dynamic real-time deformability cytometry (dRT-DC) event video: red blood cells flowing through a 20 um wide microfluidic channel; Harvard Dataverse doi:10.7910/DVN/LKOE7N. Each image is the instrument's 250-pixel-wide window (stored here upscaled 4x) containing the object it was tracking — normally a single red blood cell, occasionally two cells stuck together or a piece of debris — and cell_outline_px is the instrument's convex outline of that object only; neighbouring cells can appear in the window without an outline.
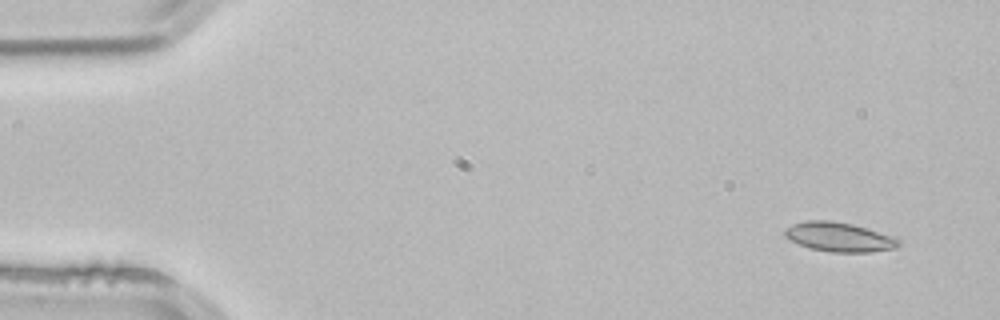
{"species": "common noctule bat (a hibernating species)", "species_latin": "Nyctalus noctula", "temperature_condition": "room temperature", "stored_images_in_passage": 3, "segment_of_instrument_passage": [2, 2], "camera_frame_rate_fps": 3000, "um_per_image_px": 0.085, "animal": {"sex": "male", "body_mass_g": 21.5, "forearm_length_mm": 52.0}, "frame": {"image": 1, "passage_image": 3, "time_ms": 0.667, "image_size_px": [1000, 320], "cell_outline_px": [[900, 244], [896, 248], [872, 252], [832, 252], [812, 248], [800, 244], [784, 236], [784, 228], [792, 224], [804, 220], [832, 220], [852, 224], [896, 236], [900, 240]], "centroid_in_image_um": [71.36, 20.13], "position_along_channel_um": 13.6, "area_um2": 19.59}}